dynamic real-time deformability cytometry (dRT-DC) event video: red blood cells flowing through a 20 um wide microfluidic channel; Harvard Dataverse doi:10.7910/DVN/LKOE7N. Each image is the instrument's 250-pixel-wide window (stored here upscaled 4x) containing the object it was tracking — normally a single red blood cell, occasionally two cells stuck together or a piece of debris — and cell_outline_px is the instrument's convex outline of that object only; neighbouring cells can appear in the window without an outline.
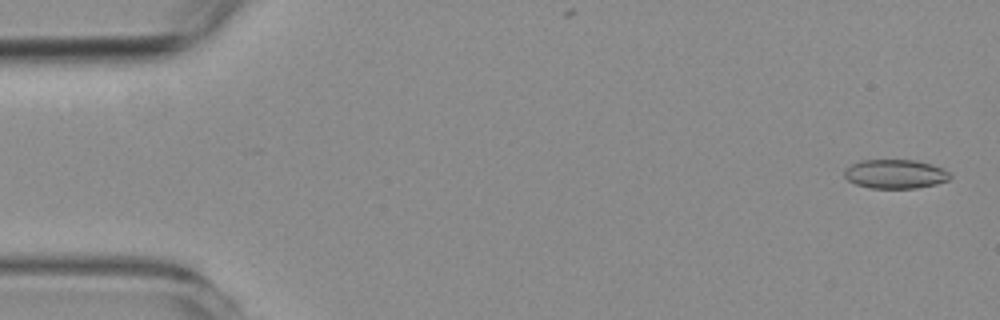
{"species": "common noctule bat (a hibernating species)", "species_latin": "Nyctalus noctula", "temperature_condition": "room temperature", "stored_images_in_passage": 17, "camera_frame_rate_fps": 3000, "um_per_image_px": 0.085, "animal": {"sex": "female", "body_mass_g": 19.3, "forearm_length_mm": 54.1}, "frame": {"image": 1, "passage_image": 2, "time_ms": 0.333, "image_size_px": [1000, 320], "cell_outline_px": [[952, 176], [948, 180], [936, 184], [916, 188], [868, 188], [856, 184], [848, 180], [844, 176], [844, 168], [860, 160], [916, 160], [944, 168]], "centroid_in_image_um": [76.09, 14.79], "position_along_channel_um": 8.9, "area_um2": 17.98}}
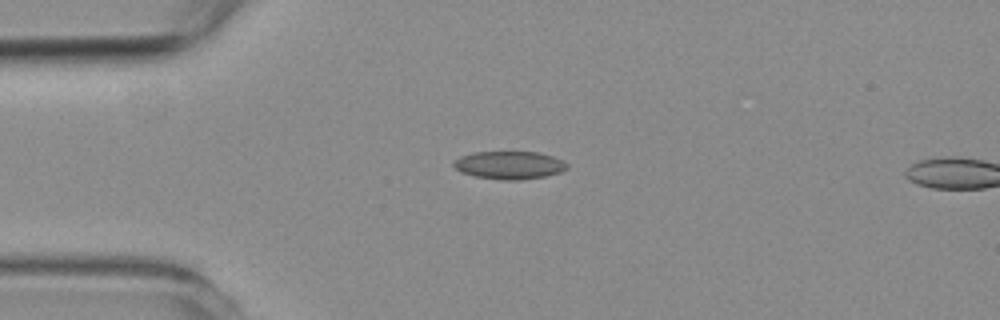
{"frame": {"image": 2, "passage_image": 14, "time_ms": 4.333, "image_size_px": [1000, 320], "cell_outline_px": [[568, 168], [560, 172], [544, 176], [520, 180], [500, 180], [476, 176], [460, 172], [452, 164], [452, 160], [460, 156], [472, 152], [540, 152], [552, 156], [568, 164]], "centroid_in_image_um": [43.25, 14.03], "position_along_channel_um": 41.7, "area_um2": 18.5}}